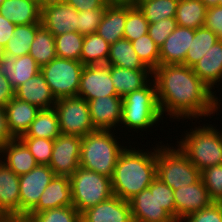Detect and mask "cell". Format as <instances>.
<instances>
[{
    "instance_id": "cell-14",
    "label": "cell",
    "mask_w": 222,
    "mask_h": 222,
    "mask_svg": "<svg viewBox=\"0 0 222 222\" xmlns=\"http://www.w3.org/2000/svg\"><path fill=\"white\" fill-rule=\"evenodd\" d=\"M41 25L54 36L77 32L78 11L66 2L41 5Z\"/></svg>"
},
{
    "instance_id": "cell-22",
    "label": "cell",
    "mask_w": 222,
    "mask_h": 222,
    "mask_svg": "<svg viewBox=\"0 0 222 222\" xmlns=\"http://www.w3.org/2000/svg\"><path fill=\"white\" fill-rule=\"evenodd\" d=\"M0 206L10 217L20 218L19 176L2 160H0Z\"/></svg>"
},
{
    "instance_id": "cell-1",
    "label": "cell",
    "mask_w": 222,
    "mask_h": 222,
    "mask_svg": "<svg viewBox=\"0 0 222 222\" xmlns=\"http://www.w3.org/2000/svg\"><path fill=\"white\" fill-rule=\"evenodd\" d=\"M152 75L161 114L194 119L210 116L220 107L215 92L186 65H159Z\"/></svg>"
},
{
    "instance_id": "cell-51",
    "label": "cell",
    "mask_w": 222,
    "mask_h": 222,
    "mask_svg": "<svg viewBox=\"0 0 222 222\" xmlns=\"http://www.w3.org/2000/svg\"><path fill=\"white\" fill-rule=\"evenodd\" d=\"M16 25L0 14V45L5 47L12 38Z\"/></svg>"
},
{
    "instance_id": "cell-39",
    "label": "cell",
    "mask_w": 222,
    "mask_h": 222,
    "mask_svg": "<svg viewBox=\"0 0 222 222\" xmlns=\"http://www.w3.org/2000/svg\"><path fill=\"white\" fill-rule=\"evenodd\" d=\"M149 23L137 5H127L124 38L133 41L148 33Z\"/></svg>"
},
{
    "instance_id": "cell-60",
    "label": "cell",
    "mask_w": 222,
    "mask_h": 222,
    "mask_svg": "<svg viewBox=\"0 0 222 222\" xmlns=\"http://www.w3.org/2000/svg\"><path fill=\"white\" fill-rule=\"evenodd\" d=\"M77 222H88V221H86L82 216H80L78 218Z\"/></svg>"
},
{
    "instance_id": "cell-28",
    "label": "cell",
    "mask_w": 222,
    "mask_h": 222,
    "mask_svg": "<svg viewBox=\"0 0 222 222\" xmlns=\"http://www.w3.org/2000/svg\"><path fill=\"white\" fill-rule=\"evenodd\" d=\"M0 153L6 155L2 162L17 176L30 172L38 165L27 146L19 138L7 143Z\"/></svg>"
},
{
    "instance_id": "cell-45",
    "label": "cell",
    "mask_w": 222,
    "mask_h": 222,
    "mask_svg": "<svg viewBox=\"0 0 222 222\" xmlns=\"http://www.w3.org/2000/svg\"><path fill=\"white\" fill-rule=\"evenodd\" d=\"M185 222H222V202H212L209 206L185 216Z\"/></svg>"
},
{
    "instance_id": "cell-17",
    "label": "cell",
    "mask_w": 222,
    "mask_h": 222,
    "mask_svg": "<svg viewBox=\"0 0 222 222\" xmlns=\"http://www.w3.org/2000/svg\"><path fill=\"white\" fill-rule=\"evenodd\" d=\"M88 222H133L130 204L117 196H112L81 213Z\"/></svg>"
},
{
    "instance_id": "cell-57",
    "label": "cell",
    "mask_w": 222,
    "mask_h": 222,
    "mask_svg": "<svg viewBox=\"0 0 222 222\" xmlns=\"http://www.w3.org/2000/svg\"><path fill=\"white\" fill-rule=\"evenodd\" d=\"M18 222H31V221L25 217H20L18 218Z\"/></svg>"
},
{
    "instance_id": "cell-42",
    "label": "cell",
    "mask_w": 222,
    "mask_h": 222,
    "mask_svg": "<svg viewBox=\"0 0 222 222\" xmlns=\"http://www.w3.org/2000/svg\"><path fill=\"white\" fill-rule=\"evenodd\" d=\"M201 179L213 202H222V164L201 171Z\"/></svg>"
},
{
    "instance_id": "cell-48",
    "label": "cell",
    "mask_w": 222,
    "mask_h": 222,
    "mask_svg": "<svg viewBox=\"0 0 222 222\" xmlns=\"http://www.w3.org/2000/svg\"><path fill=\"white\" fill-rule=\"evenodd\" d=\"M15 137L10 132L6 117L5 108L0 106V150Z\"/></svg>"
},
{
    "instance_id": "cell-25",
    "label": "cell",
    "mask_w": 222,
    "mask_h": 222,
    "mask_svg": "<svg viewBox=\"0 0 222 222\" xmlns=\"http://www.w3.org/2000/svg\"><path fill=\"white\" fill-rule=\"evenodd\" d=\"M192 69L206 86L215 88L222 80V40L216 41Z\"/></svg>"
},
{
    "instance_id": "cell-12",
    "label": "cell",
    "mask_w": 222,
    "mask_h": 222,
    "mask_svg": "<svg viewBox=\"0 0 222 222\" xmlns=\"http://www.w3.org/2000/svg\"><path fill=\"white\" fill-rule=\"evenodd\" d=\"M128 202L133 222H176L157 200V176L147 189Z\"/></svg>"
},
{
    "instance_id": "cell-5",
    "label": "cell",
    "mask_w": 222,
    "mask_h": 222,
    "mask_svg": "<svg viewBox=\"0 0 222 222\" xmlns=\"http://www.w3.org/2000/svg\"><path fill=\"white\" fill-rule=\"evenodd\" d=\"M149 84L122 98L121 124L127 128L147 129L161 119L154 80Z\"/></svg>"
},
{
    "instance_id": "cell-30",
    "label": "cell",
    "mask_w": 222,
    "mask_h": 222,
    "mask_svg": "<svg viewBox=\"0 0 222 222\" xmlns=\"http://www.w3.org/2000/svg\"><path fill=\"white\" fill-rule=\"evenodd\" d=\"M61 134L54 108L41 109L26 133L20 137H37L55 140Z\"/></svg>"
},
{
    "instance_id": "cell-16",
    "label": "cell",
    "mask_w": 222,
    "mask_h": 222,
    "mask_svg": "<svg viewBox=\"0 0 222 222\" xmlns=\"http://www.w3.org/2000/svg\"><path fill=\"white\" fill-rule=\"evenodd\" d=\"M88 102L91 123L95 130H113L122 118V97L105 96Z\"/></svg>"
},
{
    "instance_id": "cell-43",
    "label": "cell",
    "mask_w": 222,
    "mask_h": 222,
    "mask_svg": "<svg viewBox=\"0 0 222 222\" xmlns=\"http://www.w3.org/2000/svg\"><path fill=\"white\" fill-rule=\"evenodd\" d=\"M109 3H106L102 8L91 9L78 12V25L77 32L83 36L96 33L106 7Z\"/></svg>"
},
{
    "instance_id": "cell-8",
    "label": "cell",
    "mask_w": 222,
    "mask_h": 222,
    "mask_svg": "<svg viewBox=\"0 0 222 222\" xmlns=\"http://www.w3.org/2000/svg\"><path fill=\"white\" fill-rule=\"evenodd\" d=\"M84 65L81 61L54 58L41 67L45 81L55 99L75 97L78 95L79 83Z\"/></svg>"
},
{
    "instance_id": "cell-54",
    "label": "cell",
    "mask_w": 222,
    "mask_h": 222,
    "mask_svg": "<svg viewBox=\"0 0 222 222\" xmlns=\"http://www.w3.org/2000/svg\"><path fill=\"white\" fill-rule=\"evenodd\" d=\"M9 218H11L6 212L5 210L0 206V222H5L7 221Z\"/></svg>"
},
{
    "instance_id": "cell-32",
    "label": "cell",
    "mask_w": 222,
    "mask_h": 222,
    "mask_svg": "<svg viewBox=\"0 0 222 222\" xmlns=\"http://www.w3.org/2000/svg\"><path fill=\"white\" fill-rule=\"evenodd\" d=\"M206 12L201 0H179L175 19L180 27L197 29L204 26Z\"/></svg>"
},
{
    "instance_id": "cell-26",
    "label": "cell",
    "mask_w": 222,
    "mask_h": 222,
    "mask_svg": "<svg viewBox=\"0 0 222 222\" xmlns=\"http://www.w3.org/2000/svg\"><path fill=\"white\" fill-rule=\"evenodd\" d=\"M127 19V5L109 4L103 14L96 33L110 45L124 38V27Z\"/></svg>"
},
{
    "instance_id": "cell-37",
    "label": "cell",
    "mask_w": 222,
    "mask_h": 222,
    "mask_svg": "<svg viewBox=\"0 0 222 222\" xmlns=\"http://www.w3.org/2000/svg\"><path fill=\"white\" fill-rule=\"evenodd\" d=\"M54 37L56 55L58 58L80 61V55L84 42L83 35L73 31Z\"/></svg>"
},
{
    "instance_id": "cell-36",
    "label": "cell",
    "mask_w": 222,
    "mask_h": 222,
    "mask_svg": "<svg viewBox=\"0 0 222 222\" xmlns=\"http://www.w3.org/2000/svg\"><path fill=\"white\" fill-rule=\"evenodd\" d=\"M179 0H141L136 4L149 24L176 16Z\"/></svg>"
},
{
    "instance_id": "cell-52",
    "label": "cell",
    "mask_w": 222,
    "mask_h": 222,
    "mask_svg": "<svg viewBox=\"0 0 222 222\" xmlns=\"http://www.w3.org/2000/svg\"><path fill=\"white\" fill-rule=\"evenodd\" d=\"M109 4L131 5V0H106Z\"/></svg>"
},
{
    "instance_id": "cell-6",
    "label": "cell",
    "mask_w": 222,
    "mask_h": 222,
    "mask_svg": "<svg viewBox=\"0 0 222 222\" xmlns=\"http://www.w3.org/2000/svg\"><path fill=\"white\" fill-rule=\"evenodd\" d=\"M161 147V148H159ZM156 147V176L173 190L198 182L201 171L198 170L179 149L174 147Z\"/></svg>"
},
{
    "instance_id": "cell-24",
    "label": "cell",
    "mask_w": 222,
    "mask_h": 222,
    "mask_svg": "<svg viewBox=\"0 0 222 222\" xmlns=\"http://www.w3.org/2000/svg\"><path fill=\"white\" fill-rule=\"evenodd\" d=\"M0 14L15 25L39 23L41 1L5 0L0 5Z\"/></svg>"
},
{
    "instance_id": "cell-10",
    "label": "cell",
    "mask_w": 222,
    "mask_h": 222,
    "mask_svg": "<svg viewBox=\"0 0 222 222\" xmlns=\"http://www.w3.org/2000/svg\"><path fill=\"white\" fill-rule=\"evenodd\" d=\"M55 176L48 165H37L19 176L20 217H25L39 202L43 191Z\"/></svg>"
},
{
    "instance_id": "cell-18",
    "label": "cell",
    "mask_w": 222,
    "mask_h": 222,
    "mask_svg": "<svg viewBox=\"0 0 222 222\" xmlns=\"http://www.w3.org/2000/svg\"><path fill=\"white\" fill-rule=\"evenodd\" d=\"M195 29L178 26L159 47V65L183 64Z\"/></svg>"
},
{
    "instance_id": "cell-7",
    "label": "cell",
    "mask_w": 222,
    "mask_h": 222,
    "mask_svg": "<svg viewBox=\"0 0 222 222\" xmlns=\"http://www.w3.org/2000/svg\"><path fill=\"white\" fill-rule=\"evenodd\" d=\"M73 206L81 214L113 196L111 178L79 167L71 176Z\"/></svg>"
},
{
    "instance_id": "cell-9",
    "label": "cell",
    "mask_w": 222,
    "mask_h": 222,
    "mask_svg": "<svg viewBox=\"0 0 222 222\" xmlns=\"http://www.w3.org/2000/svg\"><path fill=\"white\" fill-rule=\"evenodd\" d=\"M54 109L58 116L61 134L83 137L95 131L88 102L81 97H63L56 100Z\"/></svg>"
},
{
    "instance_id": "cell-56",
    "label": "cell",
    "mask_w": 222,
    "mask_h": 222,
    "mask_svg": "<svg viewBox=\"0 0 222 222\" xmlns=\"http://www.w3.org/2000/svg\"><path fill=\"white\" fill-rule=\"evenodd\" d=\"M4 54H5L4 47L0 45V63L4 58Z\"/></svg>"
},
{
    "instance_id": "cell-15",
    "label": "cell",
    "mask_w": 222,
    "mask_h": 222,
    "mask_svg": "<svg viewBox=\"0 0 222 222\" xmlns=\"http://www.w3.org/2000/svg\"><path fill=\"white\" fill-rule=\"evenodd\" d=\"M173 193L176 222H182L185 216L204 209L213 202L202 179L194 184L179 187V189L173 190Z\"/></svg>"
},
{
    "instance_id": "cell-49",
    "label": "cell",
    "mask_w": 222,
    "mask_h": 222,
    "mask_svg": "<svg viewBox=\"0 0 222 222\" xmlns=\"http://www.w3.org/2000/svg\"><path fill=\"white\" fill-rule=\"evenodd\" d=\"M67 4L71 5L78 12L102 8L106 0H66Z\"/></svg>"
},
{
    "instance_id": "cell-50",
    "label": "cell",
    "mask_w": 222,
    "mask_h": 222,
    "mask_svg": "<svg viewBox=\"0 0 222 222\" xmlns=\"http://www.w3.org/2000/svg\"><path fill=\"white\" fill-rule=\"evenodd\" d=\"M15 90L5 76L0 73V106L6 105L14 98Z\"/></svg>"
},
{
    "instance_id": "cell-55",
    "label": "cell",
    "mask_w": 222,
    "mask_h": 222,
    "mask_svg": "<svg viewBox=\"0 0 222 222\" xmlns=\"http://www.w3.org/2000/svg\"><path fill=\"white\" fill-rule=\"evenodd\" d=\"M66 0H41V5L53 3V2H65Z\"/></svg>"
},
{
    "instance_id": "cell-41",
    "label": "cell",
    "mask_w": 222,
    "mask_h": 222,
    "mask_svg": "<svg viewBox=\"0 0 222 222\" xmlns=\"http://www.w3.org/2000/svg\"><path fill=\"white\" fill-rule=\"evenodd\" d=\"M34 156L38 165H49L54 140L37 137H19Z\"/></svg>"
},
{
    "instance_id": "cell-58",
    "label": "cell",
    "mask_w": 222,
    "mask_h": 222,
    "mask_svg": "<svg viewBox=\"0 0 222 222\" xmlns=\"http://www.w3.org/2000/svg\"><path fill=\"white\" fill-rule=\"evenodd\" d=\"M5 222H18V218L17 217H11Z\"/></svg>"
},
{
    "instance_id": "cell-35",
    "label": "cell",
    "mask_w": 222,
    "mask_h": 222,
    "mask_svg": "<svg viewBox=\"0 0 222 222\" xmlns=\"http://www.w3.org/2000/svg\"><path fill=\"white\" fill-rule=\"evenodd\" d=\"M218 41L217 35L210 29L203 27L195 29L193 41L186 53L184 65L192 68L202 59L206 52Z\"/></svg>"
},
{
    "instance_id": "cell-59",
    "label": "cell",
    "mask_w": 222,
    "mask_h": 222,
    "mask_svg": "<svg viewBox=\"0 0 222 222\" xmlns=\"http://www.w3.org/2000/svg\"><path fill=\"white\" fill-rule=\"evenodd\" d=\"M141 0H131V5H136L140 2Z\"/></svg>"
},
{
    "instance_id": "cell-61",
    "label": "cell",
    "mask_w": 222,
    "mask_h": 222,
    "mask_svg": "<svg viewBox=\"0 0 222 222\" xmlns=\"http://www.w3.org/2000/svg\"><path fill=\"white\" fill-rule=\"evenodd\" d=\"M218 6H222V0H218Z\"/></svg>"
},
{
    "instance_id": "cell-53",
    "label": "cell",
    "mask_w": 222,
    "mask_h": 222,
    "mask_svg": "<svg viewBox=\"0 0 222 222\" xmlns=\"http://www.w3.org/2000/svg\"><path fill=\"white\" fill-rule=\"evenodd\" d=\"M207 8L218 6V0H201Z\"/></svg>"
},
{
    "instance_id": "cell-3",
    "label": "cell",
    "mask_w": 222,
    "mask_h": 222,
    "mask_svg": "<svg viewBox=\"0 0 222 222\" xmlns=\"http://www.w3.org/2000/svg\"><path fill=\"white\" fill-rule=\"evenodd\" d=\"M111 132L95 130L82 137L80 167L112 177L117 160L125 147L119 146Z\"/></svg>"
},
{
    "instance_id": "cell-27",
    "label": "cell",
    "mask_w": 222,
    "mask_h": 222,
    "mask_svg": "<svg viewBox=\"0 0 222 222\" xmlns=\"http://www.w3.org/2000/svg\"><path fill=\"white\" fill-rule=\"evenodd\" d=\"M109 71L115 91L122 98L145 87L150 82L149 74L151 77L153 74L151 70H133L118 66H109Z\"/></svg>"
},
{
    "instance_id": "cell-40",
    "label": "cell",
    "mask_w": 222,
    "mask_h": 222,
    "mask_svg": "<svg viewBox=\"0 0 222 222\" xmlns=\"http://www.w3.org/2000/svg\"><path fill=\"white\" fill-rule=\"evenodd\" d=\"M81 214L72 206L53 208L40 213H28L25 218L31 222H77Z\"/></svg>"
},
{
    "instance_id": "cell-29",
    "label": "cell",
    "mask_w": 222,
    "mask_h": 222,
    "mask_svg": "<svg viewBox=\"0 0 222 222\" xmlns=\"http://www.w3.org/2000/svg\"><path fill=\"white\" fill-rule=\"evenodd\" d=\"M107 64L133 70H150L135 53L131 41L125 38L110 45Z\"/></svg>"
},
{
    "instance_id": "cell-38",
    "label": "cell",
    "mask_w": 222,
    "mask_h": 222,
    "mask_svg": "<svg viewBox=\"0 0 222 222\" xmlns=\"http://www.w3.org/2000/svg\"><path fill=\"white\" fill-rule=\"evenodd\" d=\"M131 43L141 62L153 72L159 66V46L150 38L148 33L131 41Z\"/></svg>"
},
{
    "instance_id": "cell-4",
    "label": "cell",
    "mask_w": 222,
    "mask_h": 222,
    "mask_svg": "<svg viewBox=\"0 0 222 222\" xmlns=\"http://www.w3.org/2000/svg\"><path fill=\"white\" fill-rule=\"evenodd\" d=\"M184 137L177 141V147L198 170L222 164V131L220 134L216 127L203 125Z\"/></svg>"
},
{
    "instance_id": "cell-33",
    "label": "cell",
    "mask_w": 222,
    "mask_h": 222,
    "mask_svg": "<svg viewBox=\"0 0 222 222\" xmlns=\"http://www.w3.org/2000/svg\"><path fill=\"white\" fill-rule=\"evenodd\" d=\"M41 26V21L27 25H16L12 38L8 40L4 47L5 54L15 57L28 55L30 45L34 41L36 32Z\"/></svg>"
},
{
    "instance_id": "cell-19",
    "label": "cell",
    "mask_w": 222,
    "mask_h": 222,
    "mask_svg": "<svg viewBox=\"0 0 222 222\" xmlns=\"http://www.w3.org/2000/svg\"><path fill=\"white\" fill-rule=\"evenodd\" d=\"M72 205L70 177L54 176L40 196L38 204L29 213Z\"/></svg>"
},
{
    "instance_id": "cell-2",
    "label": "cell",
    "mask_w": 222,
    "mask_h": 222,
    "mask_svg": "<svg viewBox=\"0 0 222 222\" xmlns=\"http://www.w3.org/2000/svg\"><path fill=\"white\" fill-rule=\"evenodd\" d=\"M153 150L147 153L135 148L124 149L111 177L114 196L129 201L150 186L157 173L156 150Z\"/></svg>"
},
{
    "instance_id": "cell-47",
    "label": "cell",
    "mask_w": 222,
    "mask_h": 222,
    "mask_svg": "<svg viewBox=\"0 0 222 222\" xmlns=\"http://www.w3.org/2000/svg\"><path fill=\"white\" fill-rule=\"evenodd\" d=\"M204 27L212 30L222 40V6L207 8Z\"/></svg>"
},
{
    "instance_id": "cell-31",
    "label": "cell",
    "mask_w": 222,
    "mask_h": 222,
    "mask_svg": "<svg viewBox=\"0 0 222 222\" xmlns=\"http://www.w3.org/2000/svg\"><path fill=\"white\" fill-rule=\"evenodd\" d=\"M110 44L97 33L84 36L80 61L84 66L107 64Z\"/></svg>"
},
{
    "instance_id": "cell-44",
    "label": "cell",
    "mask_w": 222,
    "mask_h": 222,
    "mask_svg": "<svg viewBox=\"0 0 222 222\" xmlns=\"http://www.w3.org/2000/svg\"><path fill=\"white\" fill-rule=\"evenodd\" d=\"M178 27L175 17L162 19L157 23L149 24L148 34L160 47L168 36Z\"/></svg>"
},
{
    "instance_id": "cell-13",
    "label": "cell",
    "mask_w": 222,
    "mask_h": 222,
    "mask_svg": "<svg viewBox=\"0 0 222 222\" xmlns=\"http://www.w3.org/2000/svg\"><path fill=\"white\" fill-rule=\"evenodd\" d=\"M77 96L86 101L105 96H118L110 76L109 65L84 66Z\"/></svg>"
},
{
    "instance_id": "cell-11",
    "label": "cell",
    "mask_w": 222,
    "mask_h": 222,
    "mask_svg": "<svg viewBox=\"0 0 222 222\" xmlns=\"http://www.w3.org/2000/svg\"><path fill=\"white\" fill-rule=\"evenodd\" d=\"M82 137L60 134L53 143L49 167L55 176L70 177L80 166Z\"/></svg>"
},
{
    "instance_id": "cell-34",
    "label": "cell",
    "mask_w": 222,
    "mask_h": 222,
    "mask_svg": "<svg viewBox=\"0 0 222 222\" xmlns=\"http://www.w3.org/2000/svg\"><path fill=\"white\" fill-rule=\"evenodd\" d=\"M29 55L36 61L40 68L57 57L55 37L43 26L36 32L34 41L30 45Z\"/></svg>"
},
{
    "instance_id": "cell-21",
    "label": "cell",
    "mask_w": 222,
    "mask_h": 222,
    "mask_svg": "<svg viewBox=\"0 0 222 222\" xmlns=\"http://www.w3.org/2000/svg\"><path fill=\"white\" fill-rule=\"evenodd\" d=\"M40 70V66L29 54L21 57L4 54L0 63V73L7 78L14 90Z\"/></svg>"
},
{
    "instance_id": "cell-46",
    "label": "cell",
    "mask_w": 222,
    "mask_h": 222,
    "mask_svg": "<svg viewBox=\"0 0 222 222\" xmlns=\"http://www.w3.org/2000/svg\"><path fill=\"white\" fill-rule=\"evenodd\" d=\"M157 200L161 207L175 220V201L173 189L157 177Z\"/></svg>"
},
{
    "instance_id": "cell-20",
    "label": "cell",
    "mask_w": 222,
    "mask_h": 222,
    "mask_svg": "<svg viewBox=\"0 0 222 222\" xmlns=\"http://www.w3.org/2000/svg\"><path fill=\"white\" fill-rule=\"evenodd\" d=\"M17 99L41 109L54 108L56 99L41 71L15 89Z\"/></svg>"
},
{
    "instance_id": "cell-23",
    "label": "cell",
    "mask_w": 222,
    "mask_h": 222,
    "mask_svg": "<svg viewBox=\"0 0 222 222\" xmlns=\"http://www.w3.org/2000/svg\"><path fill=\"white\" fill-rule=\"evenodd\" d=\"M40 109L14 97L5 107L8 127L15 138L24 135Z\"/></svg>"
}]
</instances>
